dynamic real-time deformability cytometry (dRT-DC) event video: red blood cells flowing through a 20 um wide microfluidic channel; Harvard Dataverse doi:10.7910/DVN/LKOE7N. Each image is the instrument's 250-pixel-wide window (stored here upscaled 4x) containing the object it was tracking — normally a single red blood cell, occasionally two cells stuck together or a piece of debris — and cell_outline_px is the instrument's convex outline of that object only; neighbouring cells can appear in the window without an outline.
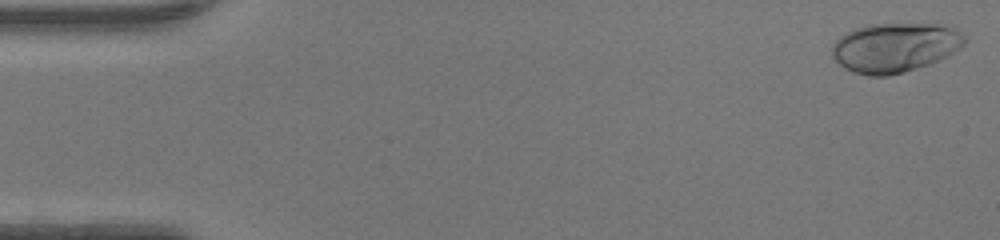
{"species": "human", "species_latin": "Homo sapiens", "temperature_condition": "warm", "stored_images_in_passage": 47, "camera_frame_rate_fps": 3000, "um_per_image_px": 0.085, "donor": {"sex": "female"}, "frame": {"image": 1, "passage_image": 1, "time_ms": 0.0, "image_size_px": [1000, 240], "cell_outline_px": [[968, 40], [960, 48], [928, 64], [904, 72], [888, 76], [868, 76], [852, 72], [844, 68], [832, 56], [832, 44], [840, 36], [856, 28], [868, 24], [944, 24], [956, 28]], "centroid_in_image_um": [76.05, 4.03], "position_along_channel_um": 8.9, "area_um2": 38.15}}
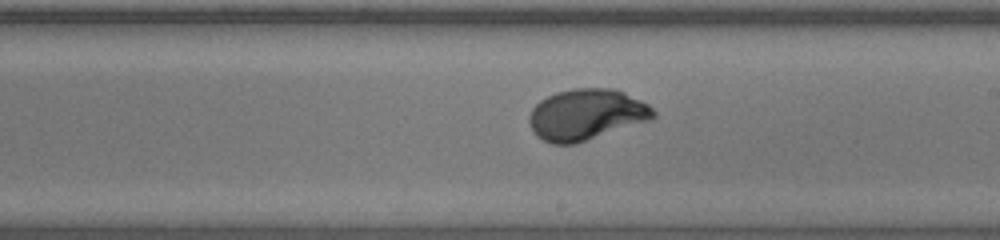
{"frame": {"image": 2, "passage_image": 27, "time_ms": 8.667, "image_size_px": [1000, 240], "cell_outline_px": [[656, 116], [652, 120], [576, 144], [552, 144], [536, 136], [528, 120], [528, 116], [532, 108], [540, 100], [556, 92], [572, 88], [612, 88], [624, 92], [648, 104], [656, 112]], "centroid_in_image_um": [49.85, 9.74], "position_along_channel_um": 239.2, "area_um2": 37.22}}
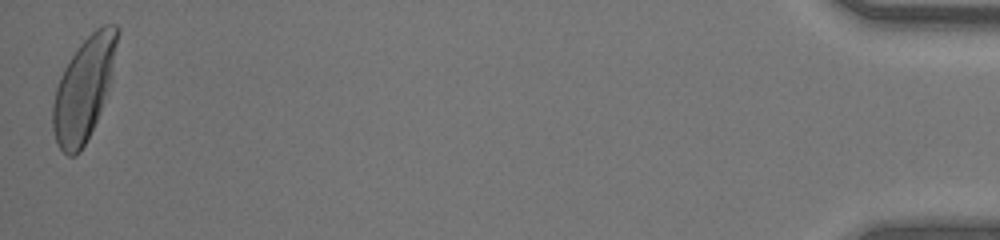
{"frame": {"image": 3, "passage_image": 47, "time_ms": 15.333, "image_size_px": [1000, 240], "cell_outline_px": [[120, 32], [112, 76], [100, 112], [80, 152], [72, 156], [68, 156], [60, 148], [56, 140], [52, 128], [52, 104], [56, 88], [60, 76], [68, 60], [80, 44], [96, 28], [104, 24], [116, 24], [120, 28]], "centroid_in_image_um": [7.14, 7.5], "position_along_channel_um": 428.1, "area_um2": 38.49}, "authors_computed_cell_mechanics": {"area_um2": 35.8938, "velocity_mm_per_s": 4.3331, "shape_relaxation_time_tau1_ms": 2.4605, "shape_relaxation_time_tau2_ms": null, "deformation_change_tau1": 0.1707, "deformation_change_tau2": null}}